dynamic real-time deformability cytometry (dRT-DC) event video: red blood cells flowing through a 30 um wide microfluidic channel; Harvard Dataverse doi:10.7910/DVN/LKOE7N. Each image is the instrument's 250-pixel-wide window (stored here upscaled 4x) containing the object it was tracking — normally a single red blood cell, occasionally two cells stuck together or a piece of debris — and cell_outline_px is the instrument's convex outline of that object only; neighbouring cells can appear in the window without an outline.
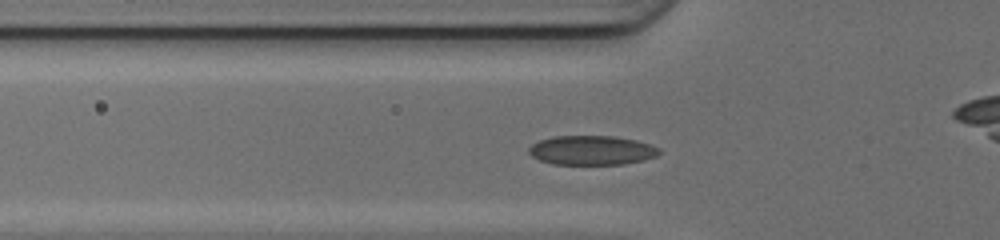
{"species": "common noctule bat (a hibernating species)", "species_latin": "Nyctalus noctula", "temperature_condition": "cold", "stored_images_in_passage": 35, "camera_frame_rate_fps": 3000, "um_per_image_px": 0.085, "animal": {"sex": "female", "body_mass_g": 17.0, "forearm_length_mm": 48.0}, "frame": {"image": 1, "passage_image": 2, "time_ms": 0.333, "image_size_px": [1000, 240], "cell_outline_px": [[660, 152], [656, 156], [644, 160], [624, 164], [552, 164], [540, 160], [532, 156], [528, 152], [528, 148], [532, 144], [540, 140], [552, 136], [616, 136], [636, 140], [660, 148]], "centroid_in_image_um": [50.29, 12.77], "position_along_channel_um": 75.5, "area_um2": 22.31}}
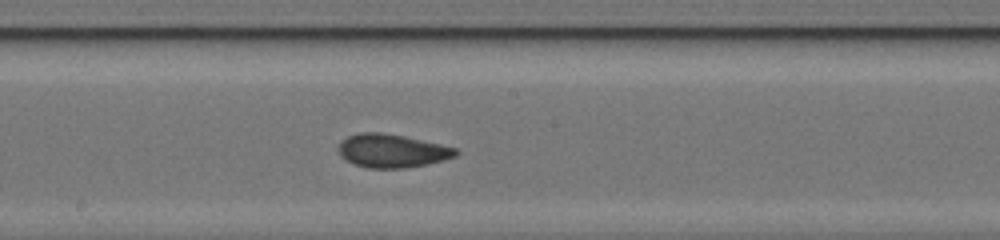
{"frame": {"image": 2, "passage_image": 12, "time_ms": 3.667, "image_size_px": [1000, 240], "cell_outline_px": [[460, 152], [456, 156], [444, 160], [428, 164], [404, 168], [368, 168], [352, 164], [340, 156], [340, 140], [348, 136], [360, 132], [380, 132], [404, 136], [440, 144], [456, 148]], "centroid_in_image_um": [33.32, 12.82], "position_along_channel_um": 214.9, "area_um2": 22.89}}
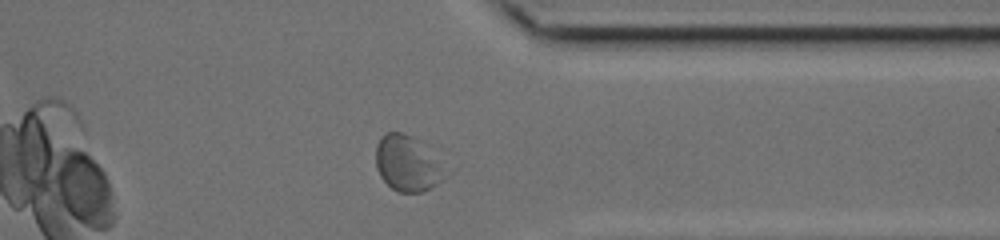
{"frame": {"image": 3, "passage_image": 24, "time_ms": 7.667, "image_size_px": [1000, 240], "cell_outline_px": [[440, 180], [432, 188], [420, 192], [396, 192], [380, 176], [376, 168], [376, 144], [380, 136], [384, 132], [400, 132], [412, 136], [424, 144]], "centroid_in_image_um": [34.41, 13.87], "position_along_channel_um": 377.0, "area_um2": 20.98}, "authors_computed_cell_mechanics": {"area_um2": 22.6576, "velocity_mm_per_s": 4.1521, "shape_relaxation_time_tau1_ms": 4.686, "shape_relaxation_time_tau2_ms": 1.4898, "deformation_change_tau1": 0.1279, "deformation_change_tau2": 0.0679}}